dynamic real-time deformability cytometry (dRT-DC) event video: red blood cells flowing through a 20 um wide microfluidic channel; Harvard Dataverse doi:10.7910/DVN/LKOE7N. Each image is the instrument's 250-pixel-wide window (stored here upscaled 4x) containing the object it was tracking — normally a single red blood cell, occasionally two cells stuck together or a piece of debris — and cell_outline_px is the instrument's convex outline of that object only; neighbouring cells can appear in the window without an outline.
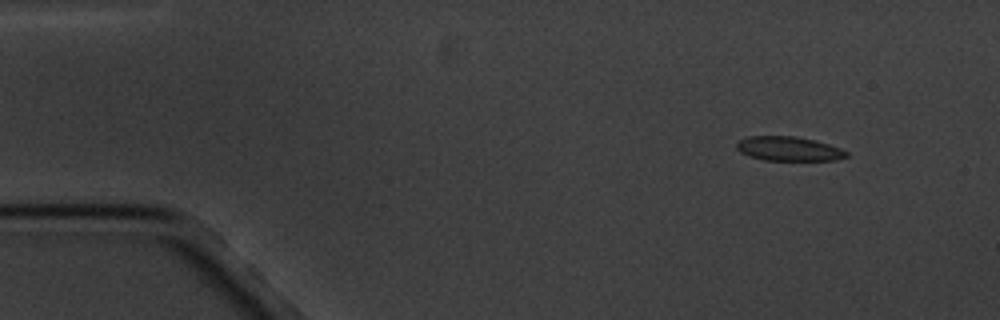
{"species": "common noctule bat (a hibernating species)", "species_latin": "Nyctalus noctula", "temperature_condition": "cold", "stored_images_in_passage": 4, "camera_frame_rate_fps": 3000, "um_per_image_px": 0.085, "animal": {"sex": "male", "body_mass_g": 20.1, "forearm_length_mm": 53.5}, "frame": {"image": 1, "passage_image": 1, "time_ms": 0.0, "image_size_px": [1000, 320], "cell_outline_px": [[848, 156], [836, 160], [764, 160], [740, 152], [736, 148], [736, 144], [740, 140], [748, 136], [796, 136], [816, 140], [840, 148], [848, 152]], "centroid_in_image_um": [67.06, 12.64], "position_along_channel_um": 17.9, "area_um2": 15.49}}
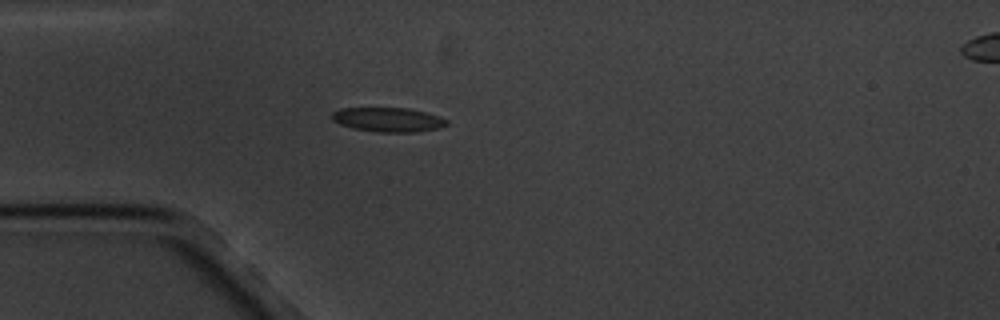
{"frame": {"image": 2, "passage_image": 4, "time_ms": 3.333, "image_size_px": [1000, 320], "cell_outline_px": [[448, 124], [440, 128], [416, 132], [380, 132], [352, 128], [340, 124], [332, 120], [332, 112], [340, 108], [408, 108], [440, 116], [448, 120]], "centroid_in_image_um": [33.0, 10.17], "position_along_channel_um": 52.0, "area_um2": 16.3}}